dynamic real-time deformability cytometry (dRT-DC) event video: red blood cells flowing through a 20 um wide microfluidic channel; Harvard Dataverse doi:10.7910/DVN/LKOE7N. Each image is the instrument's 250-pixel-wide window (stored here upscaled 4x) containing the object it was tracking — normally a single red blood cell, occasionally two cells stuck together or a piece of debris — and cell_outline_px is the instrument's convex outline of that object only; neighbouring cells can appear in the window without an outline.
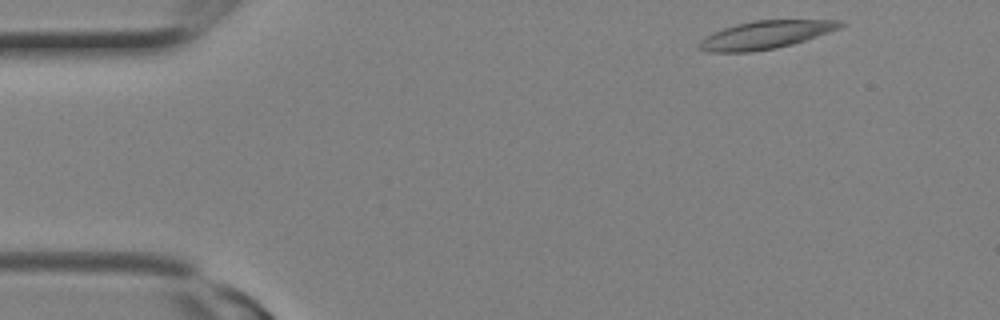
{"species": "Egyptian fruit bat (a non-hibernating species)", "species_latin": "Rousettus aegyptiacus", "temperature_condition": "room temperature", "stored_images_in_passage": 23, "camera_frame_rate_fps": 3000, "um_per_image_px": 0.085, "animal": {"sex": "female"}, "frame": {"image": 1, "passage_image": 1, "time_ms": 0.0, "image_size_px": [1000, 320], "cell_outline_px": [[844, 24], [840, 28], [792, 44], [776, 48], [752, 52], [708, 52], [696, 48], [696, 44], [700, 40], [724, 28], [736, 24], [752, 20], [840, 20]], "centroid_in_image_um": [65.02, 2.97], "position_along_channel_um": 20.0, "area_um2": 22.83}}
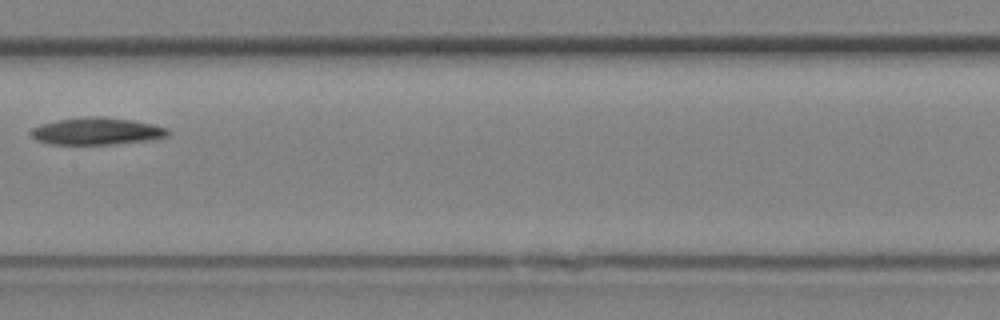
{"frame": {"image": 2, "passage_image": 11, "time_ms": 3.333, "image_size_px": [1000, 320], "cell_outline_px": [[172, 132], [168, 136], [152, 140], [112, 144], [48, 144], [36, 140], [32, 136], [32, 128], [40, 124], [56, 120], [92, 116], [104, 116], [132, 120], [152, 124], [168, 128]], "centroid_in_image_um": [8.26, 11.15], "position_along_channel_um": 199.1, "area_um2": 21.79}}
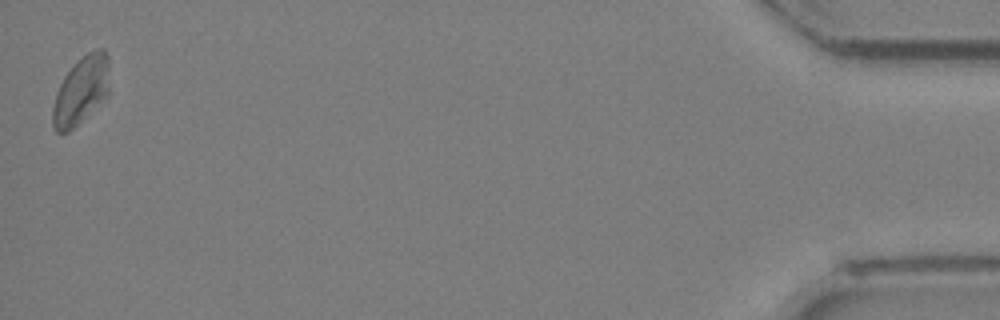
{"frame": {"image": 3, "passage_image": 23, "time_ms": 7.333, "image_size_px": [1000, 320], "cell_outline_px": [[108, 96], [68, 132], [56, 132], [52, 128], [52, 108], [56, 92], [64, 76], [88, 52], [96, 48], [104, 48], [108, 56]], "centroid_in_image_um": [6.88, 7.7], "position_along_channel_um": 428.3, "area_um2": 22.14}}